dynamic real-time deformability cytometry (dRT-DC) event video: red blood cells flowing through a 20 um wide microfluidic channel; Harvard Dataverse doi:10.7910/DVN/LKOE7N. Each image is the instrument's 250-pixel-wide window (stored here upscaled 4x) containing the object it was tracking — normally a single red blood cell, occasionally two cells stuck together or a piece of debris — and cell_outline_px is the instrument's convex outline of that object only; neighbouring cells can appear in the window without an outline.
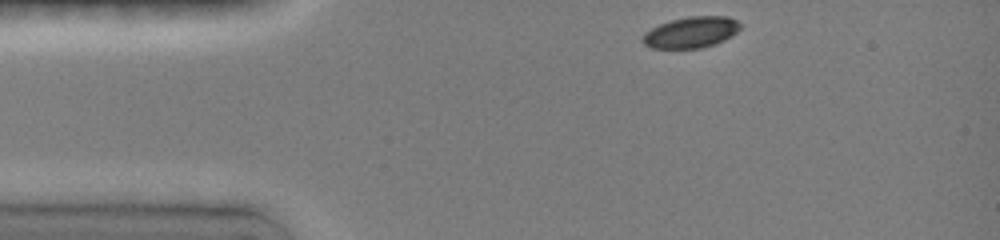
{"species": "common noctule bat (a hibernating species)", "species_latin": "Nyctalus noctula", "temperature_condition": "room temperature", "stored_images_in_passage": 6, "segment_of_instrument_passage": [2, 2], "camera_frame_rate_fps": 3000, "um_per_image_px": 0.085, "animal": {"sex": "female", "body_mass_g": 19.0, "forearm_length_mm": 51.5}, "frame": {"image": 1, "passage_image": 6, "time_ms": 5.333, "image_size_px": [1000, 240], "cell_outline_px": [[740, 28], [736, 32], [712, 44], [700, 48], [652, 48], [644, 44], [640, 40], [644, 32], [660, 24], [672, 20], [688, 16], [728, 16], [736, 20], [740, 24]], "centroid_in_image_um": [58.68, 2.73], "position_along_channel_um": 26.3, "area_um2": 17.4}}